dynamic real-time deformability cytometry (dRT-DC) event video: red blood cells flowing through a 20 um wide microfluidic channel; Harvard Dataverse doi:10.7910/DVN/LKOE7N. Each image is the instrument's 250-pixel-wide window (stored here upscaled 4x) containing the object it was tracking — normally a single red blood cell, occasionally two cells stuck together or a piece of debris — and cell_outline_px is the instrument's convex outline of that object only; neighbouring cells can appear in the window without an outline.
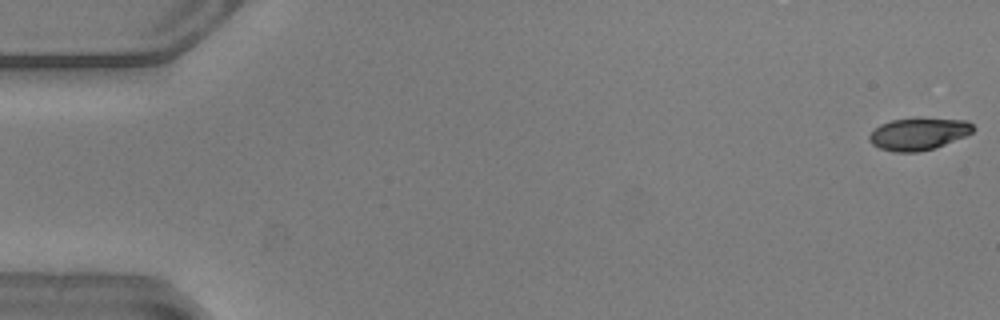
{"species": "common noctule bat (a hibernating species)", "species_latin": "Nyctalus noctula", "temperature_condition": "warm", "stored_images_in_passage": 53, "camera_frame_rate_fps": 3000, "um_per_image_px": 0.085, "animal": {"sex": "male", "body_mass_g": 20.5, "forearm_length_mm": 52.5}, "frame": {"image": 1, "passage_image": 1, "time_ms": 0.0, "image_size_px": [1000, 320], "cell_outline_px": [[976, 128], [972, 132], [964, 136], [944, 144], [932, 148], [916, 152], [892, 152], [880, 148], [872, 144], [868, 140], [868, 136], [880, 124], [892, 120], [916, 116], [920, 116], [968, 120]], "centroid_in_image_um": [78.08, 11.33], "position_along_channel_um": 6.9, "area_um2": 19.88}}
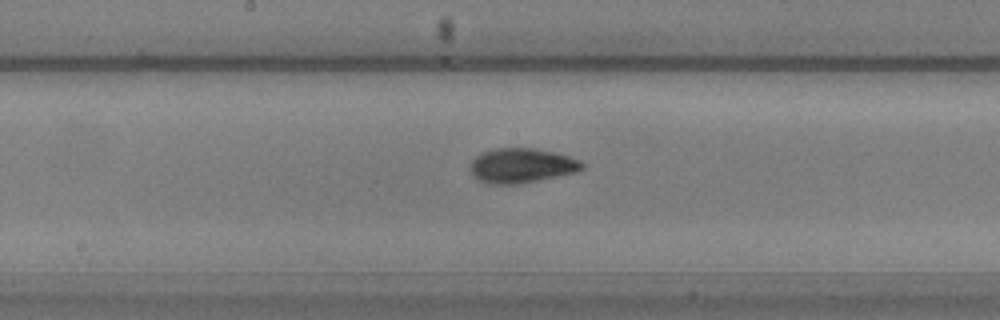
{"frame": {"image": 2, "passage_image": 28, "time_ms": 9.0, "image_size_px": [1000, 320], "cell_outline_px": [[584, 168], [576, 172], [536, 180], [512, 184], [492, 184], [480, 180], [472, 172], [472, 160], [480, 152], [492, 148], [536, 148], [568, 156], [580, 160], [584, 164]], "centroid_in_image_um": [44.34, 14.05], "position_along_channel_um": 203.9, "area_um2": 22.2}}
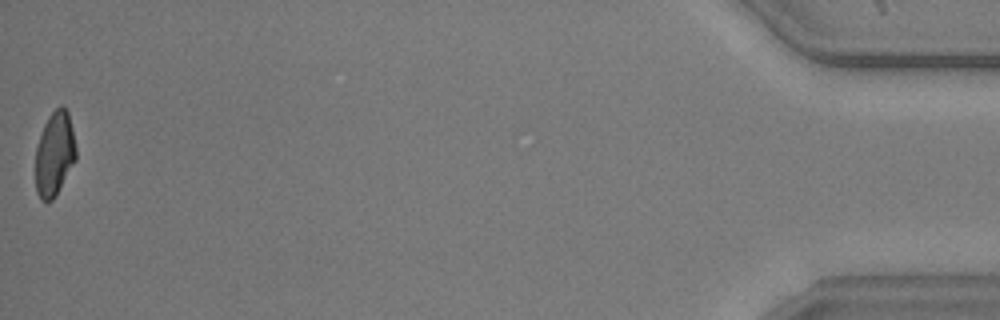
{"frame": {"image": 3, "passage_image": 53, "time_ms": 17.333, "image_size_px": [1000, 320], "cell_outline_px": [[76, 160], [52, 200], [40, 200], [36, 192], [36, 148], [44, 124], [48, 116], [60, 104], [68, 112], [72, 128], [76, 148]], "centroid_in_image_um": [4.64, 13.06], "position_along_channel_um": 430.6, "area_um2": 19.65}, "authors_computed_cell_mechanics": {"area_um2": 20.808, "velocity_mm_per_s": 3.8816, "shape_relaxation_time_tau1_ms": 3.5236, "shape_relaxation_time_tau2_ms": 1.9877, "deformation_change_tau1": 0.1604, "deformation_change_tau2": 0.0692}}